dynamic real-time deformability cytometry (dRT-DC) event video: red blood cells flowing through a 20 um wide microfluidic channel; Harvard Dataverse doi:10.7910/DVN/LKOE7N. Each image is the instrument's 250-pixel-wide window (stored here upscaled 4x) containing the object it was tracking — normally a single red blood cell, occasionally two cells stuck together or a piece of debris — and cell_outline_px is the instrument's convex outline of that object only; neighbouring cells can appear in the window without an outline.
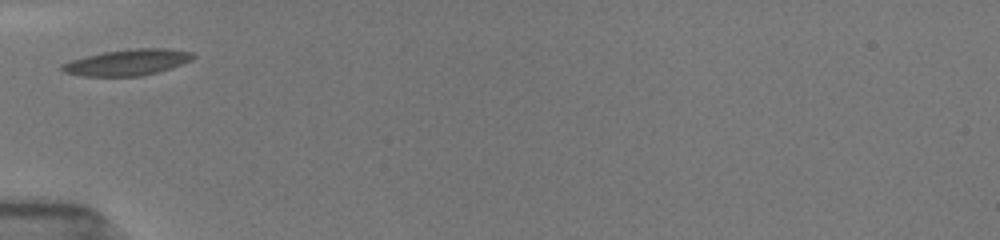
{"species": "common noctule bat (a hibernating species)", "species_latin": "Nyctalus noctula", "temperature_condition": "room temperature", "stored_images_in_passage": 3, "camera_frame_rate_fps": 3000, "um_per_image_px": 0.085, "animal": {"sex": "female", "body_mass_g": 19.5, "forearm_length_mm": 54.1}, "frame": {"image": 1, "passage_image": 1, "time_ms": 0.0, "image_size_px": [1000, 240], "cell_outline_px": [[196, 56], [192, 60], [156, 72], [140, 76], [84, 76], [64, 72], [60, 68], [60, 64], [72, 60], [104, 52], [136, 48], [164, 48], [192, 52]], "centroid_in_image_um": [10.82, 5.3], "position_along_channel_um": 74.2, "area_um2": 19.59}}
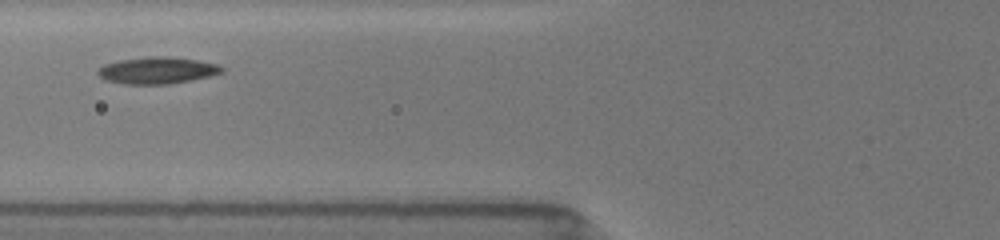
{"frame": {"image": 2, "passage_image": 2, "time_ms": 1.0, "image_size_px": [1000, 240], "cell_outline_px": [[224, 72], [192, 80], [168, 84], [124, 84], [108, 80], [100, 76], [96, 72], [104, 64], [120, 60], [148, 56], [168, 56], [196, 60], [216, 64], [224, 68]], "centroid_in_image_um": [13.37, 5.98], "position_along_channel_um": 112.4, "area_um2": 19.19}}